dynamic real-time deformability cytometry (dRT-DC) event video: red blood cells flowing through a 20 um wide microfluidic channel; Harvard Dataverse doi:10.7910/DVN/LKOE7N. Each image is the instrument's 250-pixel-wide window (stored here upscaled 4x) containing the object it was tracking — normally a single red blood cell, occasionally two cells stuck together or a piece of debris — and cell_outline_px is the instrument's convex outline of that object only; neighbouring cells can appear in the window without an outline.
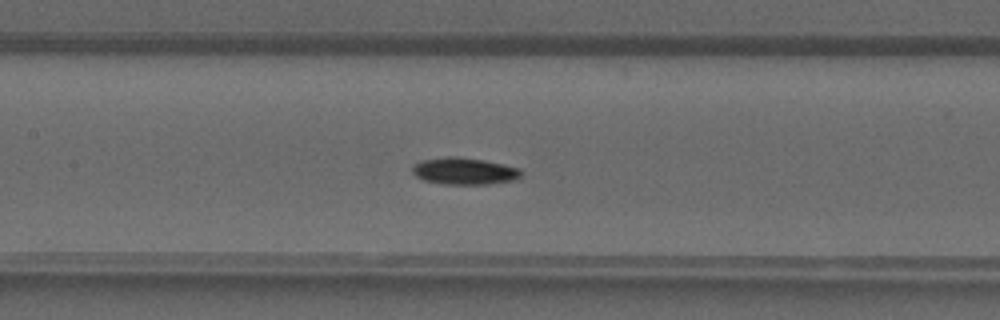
{"species": "common noctule bat (a hibernating species)", "species_latin": "Nyctalus noctula", "temperature_condition": "warm", "stored_images_in_passage": 32, "camera_frame_rate_fps": 3000, "um_per_image_px": 0.085, "animal": {"sex": "male", "forearm_length_mm": 52.5}, "frame": {"image": 1, "passage_image": 10, "time_ms": 3.0, "image_size_px": [1000, 320], "cell_outline_px": [[524, 172], [520, 176], [512, 180], [488, 184], [444, 184], [424, 180], [416, 176], [412, 172], [412, 164], [420, 160], [444, 156], [456, 156], [484, 160], [520, 168]], "centroid_in_image_um": [39.43, 14.53], "position_along_channel_um": 168.0, "area_um2": 17.17}}
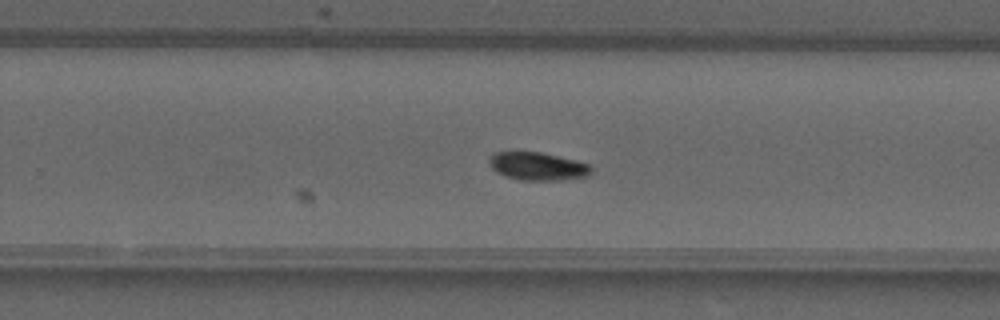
{"frame": {"image": 2, "passage_image": 17, "time_ms": 5.333, "image_size_px": [1000, 320], "cell_outline_px": [[592, 172], [588, 176], [560, 180], [520, 180], [504, 176], [496, 172], [492, 168], [488, 160], [488, 156], [496, 152], [540, 152], [576, 160], [588, 164], [592, 168]], "centroid_in_image_um": [45.68, 14.13], "position_along_channel_um": 284.1, "area_um2": 16.7}}
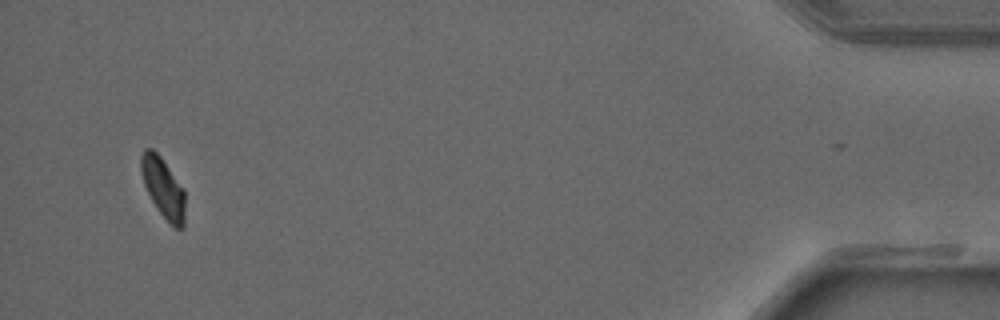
{"frame": {"image": 3, "passage_image": 30, "time_ms": 9.667, "image_size_px": [1000, 320], "cell_outline_px": [[184, 228], [176, 228], [156, 208], [144, 184], [140, 172], [140, 156], [144, 148], [152, 148], [160, 156], [184, 188]], "centroid_in_image_um": [13.85, 15.91], "position_along_channel_um": 421.4, "area_um2": 15.26}}